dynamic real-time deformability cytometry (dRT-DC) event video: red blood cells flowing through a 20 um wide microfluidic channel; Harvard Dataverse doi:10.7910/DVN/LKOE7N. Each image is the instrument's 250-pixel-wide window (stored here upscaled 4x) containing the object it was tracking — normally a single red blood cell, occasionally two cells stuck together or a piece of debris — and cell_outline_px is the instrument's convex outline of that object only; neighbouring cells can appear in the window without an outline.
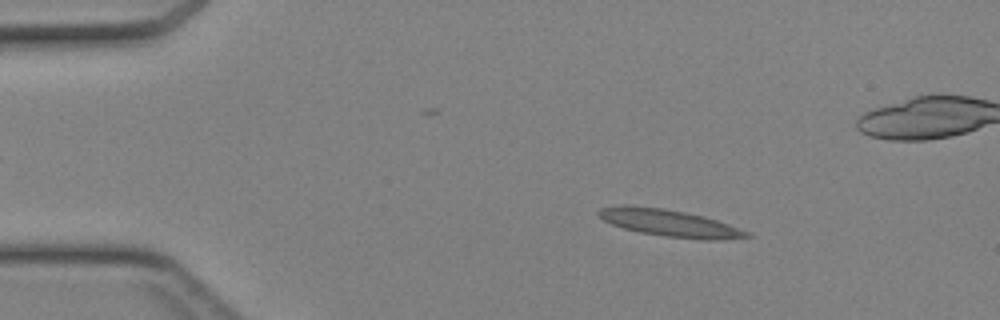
{"species": "Egyptian fruit bat (a non-hibernating species)", "species_latin": "Rousettus aegyptiacus", "temperature_condition": "cold", "stored_images_in_passage": 45, "camera_frame_rate_fps": 3000, "um_per_image_px": 0.085, "animal": {"sex": "female"}, "frame": {"image": 1, "passage_image": 7, "time_ms": 2.0, "image_size_px": [1000, 320], "cell_outline_px": [[756, 236], [724, 240], [700, 240], [664, 236], [640, 232], [624, 228], [612, 224], [604, 220], [596, 212], [600, 208], [616, 204], [628, 204], [664, 208], [704, 216], [752, 232]], "centroid_in_image_um": [56.95, 18.95], "position_along_channel_um": 28.0, "area_um2": 23.76}}
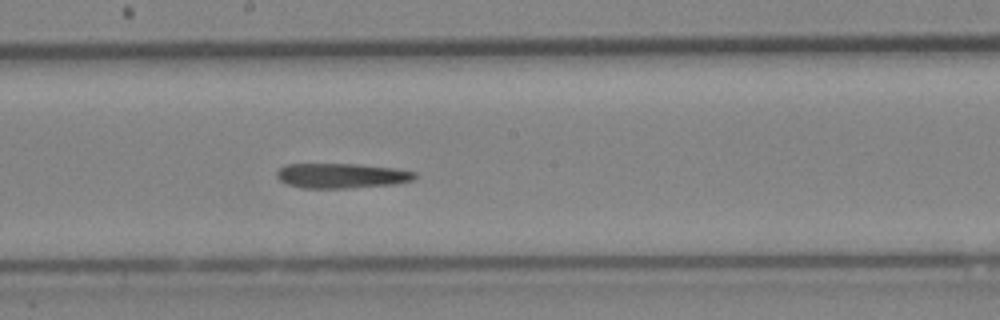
{"frame": {"image": 2, "passage_image": 24, "time_ms": 7.667, "image_size_px": [1000, 320], "cell_outline_px": [[416, 176], [412, 180], [396, 184], [348, 188], [304, 188], [288, 184], [280, 180], [276, 176], [276, 172], [280, 168], [288, 164], [360, 164], [396, 168], [416, 172]], "centroid_in_image_um": [29.05, 14.93], "position_along_channel_um": 219.1, "area_um2": 20.06}}
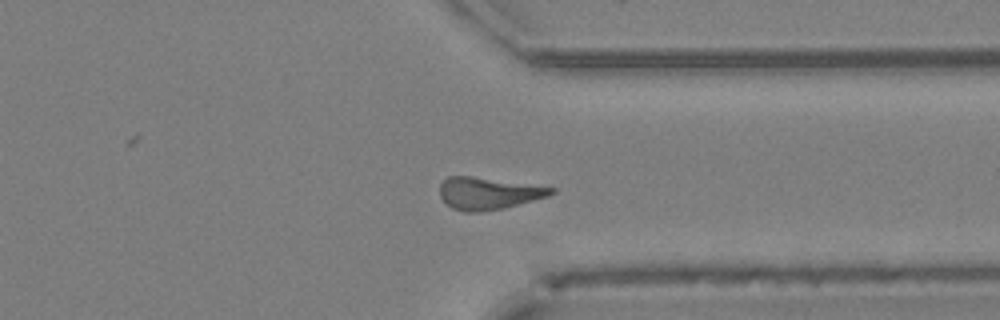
{"frame": {"image": 3, "passage_image": 34, "time_ms": 11.0, "image_size_px": [1000, 320], "cell_outline_px": [[556, 192], [548, 196], [504, 208], [480, 212], [464, 212], [452, 208], [440, 196], [440, 184], [448, 176], [472, 176], [556, 188]], "centroid_in_image_um": [41.5, 16.43], "position_along_channel_um": 369.9, "area_um2": 20.69}}